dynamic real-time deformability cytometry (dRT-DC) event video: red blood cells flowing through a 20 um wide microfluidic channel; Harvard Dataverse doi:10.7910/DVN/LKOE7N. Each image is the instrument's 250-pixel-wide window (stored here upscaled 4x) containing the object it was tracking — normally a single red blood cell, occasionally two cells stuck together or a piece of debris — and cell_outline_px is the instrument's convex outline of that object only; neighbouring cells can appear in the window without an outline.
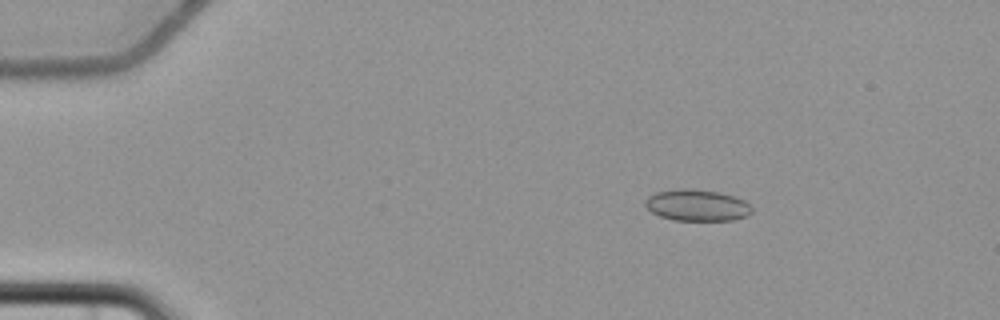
{"species": "common noctule bat (a hibernating species)", "species_latin": "Nyctalus noctula", "temperature_condition": "cold", "stored_images_in_passage": 5, "camera_frame_rate_fps": 3000, "um_per_image_px": 0.085, "animal": {"sex": "female", "body_mass_g": 22.7, "forearm_length_mm": 54.2}, "frame": {"image": 1, "passage_image": 3, "time_ms": 2.667, "image_size_px": [1000, 320], "cell_outline_px": [[752, 212], [748, 216], [732, 220], [672, 220], [660, 216], [652, 212], [644, 204], [644, 200], [648, 196], [656, 192], [680, 188], [692, 188], [720, 192], [736, 196], [744, 200], [752, 208]], "centroid_in_image_um": [59.25, 17.43], "position_along_channel_um": 25.7, "area_um2": 19.77}}